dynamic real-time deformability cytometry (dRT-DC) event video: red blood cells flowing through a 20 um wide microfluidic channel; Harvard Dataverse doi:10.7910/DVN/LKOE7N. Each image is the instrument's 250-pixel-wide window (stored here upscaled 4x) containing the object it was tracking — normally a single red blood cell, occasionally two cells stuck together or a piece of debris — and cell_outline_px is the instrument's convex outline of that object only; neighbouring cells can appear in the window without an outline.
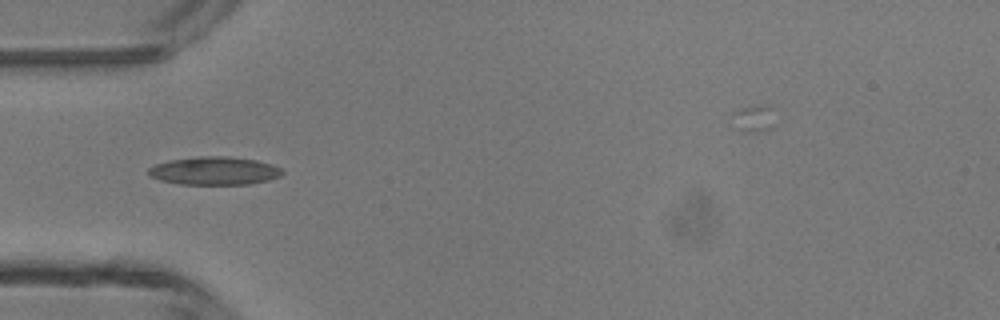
{"species": "common noctule bat (a hibernating species)", "species_latin": "Nyctalus noctula", "temperature_condition": "room temperature", "stored_images_in_passage": 5, "camera_frame_rate_fps": 3000, "um_per_image_px": 0.085, "animal": {"sex": "male", "body_mass_g": 13.3}, "frame": {"image": 1, "passage_image": 4, "time_ms": 3.333, "image_size_px": [1000, 320], "cell_outline_px": [[284, 172], [280, 176], [268, 180], [248, 184], [180, 184], [160, 180], [148, 176], [148, 168], [156, 164], [168, 160], [196, 156], [228, 156], [256, 160], [272, 164], [280, 168]], "centroid_in_image_um": [18.2, 14.51], "position_along_channel_um": 66.8, "area_um2": 22.02}}
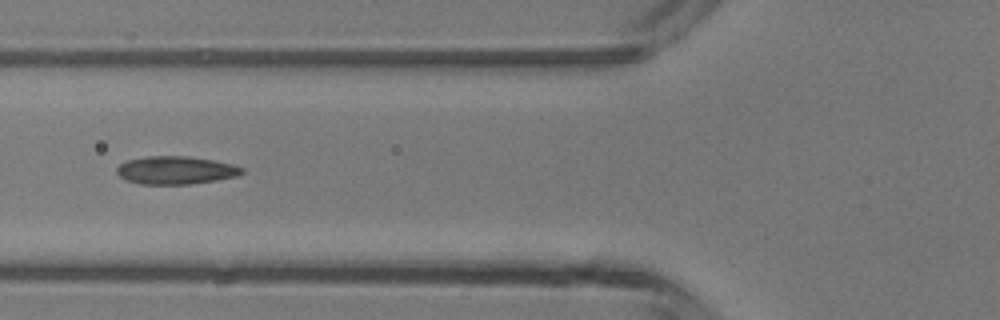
{"frame": {"image": 2, "passage_image": 5, "time_ms": 4.333, "image_size_px": [1000, 320], "cell_outline_px": [[244, 172], [240, 176], [216, 180], [188, 184], [140, 184], [128, 180], [120, 176], [116, 172], [116, 168], [120, 164], [128, 160], [144, 156], [188, 156], [216, 160], [232, 164], [244, 168]], "centroid_in_image_um": [14.98, 14.46], "position_along_channel_um": 110.8, "area_um2": 20.52}}